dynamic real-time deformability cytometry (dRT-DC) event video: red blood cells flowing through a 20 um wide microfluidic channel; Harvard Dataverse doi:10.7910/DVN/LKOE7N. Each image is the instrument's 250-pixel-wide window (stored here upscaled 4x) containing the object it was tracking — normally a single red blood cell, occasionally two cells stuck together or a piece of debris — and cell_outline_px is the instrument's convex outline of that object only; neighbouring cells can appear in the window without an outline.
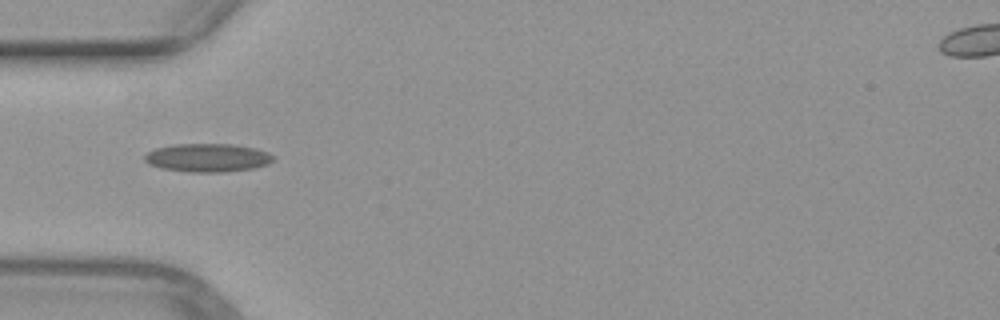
{"species": "common noctule bat (a hibernating species)", "species_latin": "Nyctalus noctula", "temperature_condition": "warm", "stored_images_in_passage": 35, "camera_frame_rate_fps": 3000, "um_per_image_px": 0.085, "animal": {"sex": "female", "body_mass_g": 29.2, "forearm_length_mm": 56.3}, "frame": {"image": 1, "passage_image": 1, "time_ms": 0.0, "image_size_px": [1000, 320], "cell_outline_px": [[276, 156], [268, 164], [252, 168], [224, 172], [188, 172], [160, 168], [148, 164], [144, 160], [144, 156], [148, 152], [156, 148], [176, 144], [232, 144], [256, 148], [268, 152]], "centroid_in_image_um": [17.64, 13.41], "position_along_channel_um": 67.4, "area_um2": 21.33}}
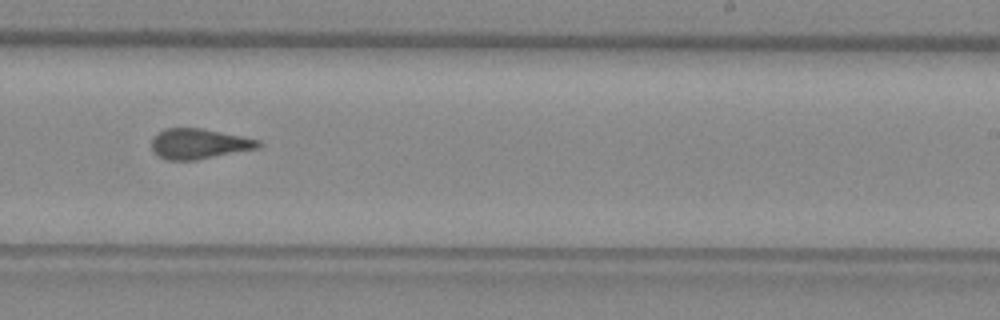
{"frame": {"image": 2, "passage_image": 16, "time_ms": 5.0, "image_size_px": [1000, 320], "cell_outline_px": [[260, 144], [256, 148], [196, 160], [164, 160], [152, 148], [152, 140], [164, 128], [200, 128], [260, 140]], "centroid_in_image_um": [16.88, 12.22], "position_along_channel_um": 272.1, "area_um2": 18.32}}
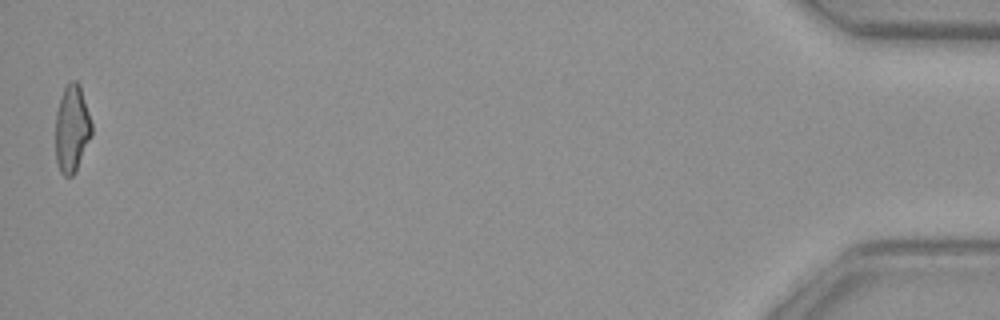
{"frame": {"image": 3, "passage_image": 35, "time_ms": 11.333, "image_size_px": [1000, 320], "cell_outline_px": [[92, 136], [76, 172], [72, 176], [64, 176], [60, 172], [56, 160], [56, 112], [64, 88], [72, 80], [76, 80], [80, 84], [92, 124]], "centroid_in_image_um": [6.13, 10.97], "position_along_channel_um": 429.1, "area_um2": 18.5}}